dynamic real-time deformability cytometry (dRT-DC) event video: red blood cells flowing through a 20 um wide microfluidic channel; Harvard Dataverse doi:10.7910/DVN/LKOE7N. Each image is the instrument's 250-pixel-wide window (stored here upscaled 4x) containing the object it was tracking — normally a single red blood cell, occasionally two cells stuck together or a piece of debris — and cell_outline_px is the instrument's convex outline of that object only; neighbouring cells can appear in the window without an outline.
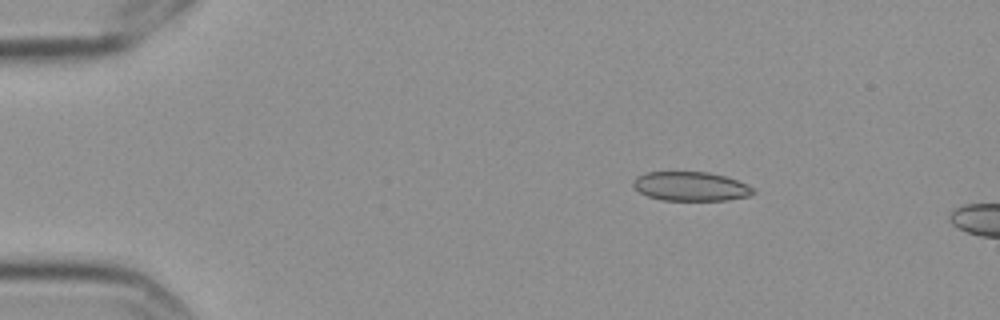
{"species": "Egyptian fruit bat (a non-hibernating species)", "species_latin": "Rousettus aegyptiacus", "temperature_condition": "cold", "stored_images_in_passage": 4, "camera_frame_rate_fps": 3000, "um_per_image_px": 0.085, "frame": {"image": 1, "passage_image": 2, "time_ms": 0.333, "image_size_px": [1000, 320], "cell_outline_px": [[756, 192], [752, 196], [728, 200], [660, 200], [648, 196], [640, 192], [632, 184], [632, 180], [636, 176], [648, 172], [708, 172], [724, 176], [736, 180], [752, 188]], "centroid_in_image_um": [58.7, 15.85], "position_along_channel_um": 26.3, "area_um2": 20.35}}